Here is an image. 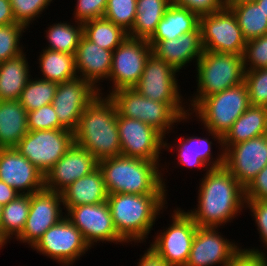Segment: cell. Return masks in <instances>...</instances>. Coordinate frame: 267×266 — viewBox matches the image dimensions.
<instances>
[{"instance_id":"obj_1","label":"cell","mask_w":267,"mask_h":266,"mask_svg":"<svg viewBox=\"0 0 267 266\" xmlns=\"http://www.w3.org/2000/svg\"><path fill=\"white\" fill-rule=\"evenodd\" d=\"M201 179L196 208L185 210L197 226L224 228L244 212L245 189L225 166L209 169Z\"/></svg>"},{"instance_id":"obj_2","label":"cell","mask_w":267,"mask_h":266,"mask_svg":"<svg viewBox=\"0 0 267 266\" xmlns=\"http://www.w3.org/2000/svg\"><path fill=\"white\" fill-rule=\"evenodd\" d=\"M117 107L107 95L98 94L83 111L73 131L74 143L97 161L121 155Z\"/></svg>"},{"instance_id":"obj_3","label":"cell","mask_w":267,"mask_h":266,"mask_svg":"<svg viewBox=\"0 0 267 266\" xmlns=\"http://www.w3.org/2000/svg\"><path fill=\"white\" fill-rule=\"evenodd\" d=\"M161 164L120 155L98 161V168L108 194H168L163 175L169 165Z\"/></svg>"},{"instance_id":"obj_4","label":"cell","mask_w":267,"mask_h":266,"mask_svg":"<svg viewBox=\"0 0 267 266\" xmlns=\"http://www.w3.org/2000/svg\"><path fill=\"white\" fill-rule=\"evenodd\" d=\"M167 194H108L113 223L119 236L129 245L146 243L156 220L168 204Z\"/></svg>"},{"instance_id":"obj_5","label":"cell","mask_w":267,"mask_h":266,"mask_svg":"<svg viewBox=\"0 0 267 266\" xmlns=\"http://www.w3.org/2000/svg\"><path fill=\"white\" fill-rule=\"evenodd\" d=\"M109 96L121 116L138 119L155 128L165 138L166 134L169 136L171 131L175 132V125L177 128L180 122L192 120L187 103L157 102L142 96L134 88L118 89Z\"/></svg>"},{"instance_id":"obj_6","label":"cell","mask_w":267,"mask_h":266,"mask_svg":"<svg viewBox=\"0 0 267 266\" xmlns=\"http://www.w3.org/2000/svg\"><path fill=\"white\" fill-rule=\"evenodd\" d=\"M197 87L187 100L192 111L205 97L222 92L244 82L243 55L203 51L196 65ZM191 107V108H190Z\"/></svg>"},{"instance_id":"obj_7","label":"cell","mask_w":267,"mask_h":266,"mask_svg":"<svg viewBox=\"0 0 267 266\" xmlns=\"http://www.w3.org/2000/svg\"><path fill=\"white\" fill-rule=\"evenodd\" d=\"M250 106L247 87L243 82L205 97L190 112V116H196V121L201 122V126L204 125L202 129L211 130L223 138L235 120Z\"/></svg>"},{"instance_id":"obj_8","label":"cell","mask_w":267,"mask_h":266,"mask_svg":"<svg viewBox=\"0 0 267 266\" xmlns=\"http://www.w3.org/2000/svg\"><path fill=\"white\" fill-rule=\"evenodd\" d=\"M169 226L155 232L150 247L170 266H185L195 236L197 225L184 209L177 207L170 213ZM157 234V235H156Z\"/></svg>"},{"instance_id":"obj_9","label":"cell","mask_w":267,"mask_h":266,"mask_svg":"<svg viewBox=\"0 0 267 266\" xmlns=\"http://www.w3.org/2000/svg\"><path fill=\"white\" fill-rule=\"evenodd\" d=\"M199 27L204 51L243 55L246 40L228 6L200 16Z\"/></svg>"},{"instance_id":"obj_10","label":"cell","mask_w":267,"mask_h":266,"mask_svg":"<svg viewBox=\"0 0 267 266\" xmlns=\"http://www.w3.org/2000/svg\"><path fill=\"white\" fill-rule=\"evenodd\" d=\"M32 249L60 266H73L91 247L80 230L65 216L50 227Z\"/></svg>"},{"instance_id":"obj_11","label":"cell","mask_w":267,"mask_h":266,"mask_svg":"<svg viewBox=\"0 0 267 266\" xmlns=\"http://www.w3.org/2000/svg\"><path fill=\"white\" fill-rule=\"evenodd\" d=\"M73 144V131L50 129L28 131L15 148L45 175Z\"/></svg>"},{"instance_id":"obj_12","label":"cell","mask_w":267,"mask_h":266,"mask_svg":"<svg viewBox=\"0 0 267 266\" xmlns=\"http://www.w3.org/2000/svg\"><path fill=\"white\" fill-rule=\"evenodd\" d=\"M152 53V47L148 40L132 38L128 36L112 54V66L109 75L111 84L108 93L122 88H133L143 73L145 63Z\"/></svg>"},{"instance_id":"obj_13","label":"cell","mask_w":267,"mask_h":266,"mask_svg":"<svg viewBox=\"0 0 267 266\" xmlns=\"http://www.w3.org/2000/svg\"><path fill=\"white\" fill-rule=\"evenodd\" d=\"M203 131H206L205 137L201 136H181L180 138L174 139L173 144L168 143V138H165V151L171 150L172 152L174 149H176L174 152H176V164L179 165V167L183 166L184 168H190V170L193 168H197V171L203 170L208 171L209 169L213 168H219L224 166V148H223V139L219 134L214 133L211 130L204 129ZM208 136V137H207ZM213 139L216 142V145L218 143V149L216 157H213L212 154V146L215 145ZM213 141V142H212ZM177 142V143H176ZM176 143V144H175ZM175 144V145H174ZM174 145V146H173ZM175 147V148H174ZM221 147V148H220ZM173 149V150H172ZM178 152V153H177Z\"/></svg>"},{"instance_id":"obj_14","label":"cell","mask_w":267,"mask_h":266,"mask_svg":"<svg viewBox=\"0 0 267 266\" xmlns=\"http://www.w3.org/2000/svg\"><path fill=\"white\" fill-rule=\"evenodd\" d=\"M121 155L161 163L165 137L152 126L133 118L117 115Z\"/></svg>"},{"instance_id":"obj_15","label":"cell","mask_w":267,"mask_h":266,"mask_svg":"<svg viewBox=\"0 0 267 266\" xmlns=\"http://www.w3.org/2000/svg\"><path fill=\"white\" fill-rule=\"evenodd\" d=\"M65 216L80 230L91 248L101 242L126 245L116 231L107 201L71 207Z\"/></svg>"},{"instance_id":"obj_16","label":"cell","mask_w":267,"mask_h":266,"mask_svg":"<svg viewBox=\"0 0 267 266\" xmlns=\"http://www.w3.org/2000/svg\"><path fill=\"white\" fill-rule=\"evenodd\" d=\"M178 73L171 65L151 53L139 82L133 88L142 96L157 102L187 103L180 91Z\"/></svg>"},{"instance_id":"obj_17","label":"cell","mask_w":267,"mask_h":266,"mask_svg":"<svg viewBox=\"0 0 267 266\" xmlns=\"http://www.w3.org/2000/svg\"><path fill=\"white\" fill-rule=\"evenodd\" d=\"M62 205L60 192L44 188L31 194L28 217L23 232L16 241L32 248L50 227L65 217Z\"/></svg>"},{"instance_id":"obj_18","label":"cell","mask_w":267,"mask_h":266,"mask_svg":"<svg viewBox=\"0 0 267 266\" xmlns=\"http://www.w3.org/2000/svg\"><path fill=\"white\" fill-rule=\"evenodd\" d=\"M219 227H197L185 266H228L242 251L234 240L225 238Z\"/></svg>"},{"instance_id":"obj_19","label":"cell","mask_w":267,"mask_h":266,"mask_svg":"<svg viewBox=\"0 0 267 266\" xmlns=\"http://www.w3.org/2000/svg\"><path fill=\"white\" fill-rule=\"evenodd\" d=\"M98 94V90L82 77L58 84L52 106L59 122L74 131L83 111Z\"/></svg>"},{"instance_id":"obj_20","label":"cell","mask_w":267,"mask_h":266,"mask_svg":"<svg viewBox=\"0 0 267 266\" xmlns=\"http://www.w3.org/2000/svg\"><path fill=\"white\" fill-rule=\"evenodd\" d=\"M267 165V134L239 142L224 152V166L245 189Z\"/></svg>"},{"instance_id":"obj_21","label":"cell","mask_w":267,"mask_h":266,"mask_svg":"<svg viewBox=\"0 0 267 266\" xmlns=\"http://www.w3.org/2000/svg\"><path fill=\"white\" fill-rule=\"evenodd\" d=\"M0 180L22 195L45 188V175L16 148H0Z\"/></svg>"},{"instance_id":"obj_22","label":"cell","mask_w":267,"mask_h":266,"mask_svg":"<svg viewBox=\"0 0 267 266\" xmlns=\"http://www.w3.org/2000/svg\"><path fill=\"white\" fill-rule=\"evenodd\" d=\"M97 167L98 161L94 156L74 143L45 174V189L61 193L70 184L90 174Z\"/></svg>"},{"instance_id":"obj_23","label":"cell","mask_w":267,"mask_h":266,"mask_svg":"<svg viewBox=\"0 0 267 266\" xmlns=\"http://www.w3.org/2000/svg\"><path fill=\"white\" fill-rule=\"evenodd\" d=\"M152 47V53L164 60L178 72L187 64L195 65L203 54L201 43V31L198 27L195 31L182 34L172 40H148ZM193 60V61H192Z\"/></svg>"},{"instance_id":"obj_24","label":"cell","mask_w":267,"mask_h":266,"mask_svg":"<svg viewBox=\"0 0 267 266\" xmlns=\"http://www.w3.org/2000/svg\"><path fill=\"white\" fill-rule=\"evenodd\" d=\"M113 51L103 49L81 36L75 53V66L78 77L90 82L102 95L104 87L100 82L109 79ZM99 83V84H98Z\"/></svg>"},{"instance_id":"obj_25","label":"cell","mask_w":267,"mask_h":266,"mask_svg":"<svg viewBox=\"0 0 267 266\" xmlns=\"http://www.w3.org/2000/svg\"><path fill=\"white\" fill-rule=\"evenodd\" d=\"M61 195L65 212L71 207L107 201L108 193L101 170L97 167L90 174L77 179Z\"/></svg>"},{"instance_id":"obj_26","label":"cell","mask_w":267,"mask_h":266,"mask_svg":"<svg viewBox=\"0 0 267 266\" xmlns=\"http://www.w3.org/2000/svg\"><path fill=\"white\" fill-rule=\"evenodd\" d=\"M27 132V110L18 100H0V148H15Z\"/></svg>"},{"instance_id":"obj_27","label":"cell","mask_w":267,"mask_h":266,"mask_svg":"<svg viewBox=\"0 0 267 266\" xmlns=\"http://www.w3.org/2000/svg\"><path fill=\"white\" fill-rule=\"evenodd\" d=\"M267 134V107L250 106L223 139L224 152L232 145Z\"/></svg>"},{"instance_id":"obj_28","label":"cell","mask_w":267,"mask_h":266,"mask_svg":"<svg viewBox=\"0 0 267 266\" xmlns=\"http://www.w3.org/2000/svg\"><path fill=\"white\" fill-rule=\"evenodd\" d=\"M26 53L0 63V100H19L24 87L33 77Z\"/></svg>"},{"instance_id":"obj_29","label":"cell","mask_w":267,"mask_h":266,"mask_svg":"<svg viewBox=\"0 0 267 266\" xmlns=\"http://www.w3.org/2000/svg\"><path fill=\"white\" fill-rule=\"evenodd\" d=\"M199 27V16L191 10L171 3L149 40H172Z\"/></svg>"},{"instance_id":"obj_30","label":"cell","mask_w":267,"mask_h":266,"mask_svg":"<svg viewBox=\"0 0 267 266\" xmlns=\"http://www.w3.org/2000/svg\"><path fill=\"white\" fill-rule=\"evenodd\" d=\"M39 53L40 78L60 84L78 77L75 55L49 49H42Z\"/></svg>"},{"instance_id":"obj_31","label":"cell","mask_w":267,"mask_h":266,"mask_svg":"<svg viewBox=\"0 0 267 266\" xmlns=\"http://www.w3.org/2000/svg\"><path fill=\"white\" fill-rule=\"evenodd\" d=\"M171 3V0H137L136 17L128 36L149 40Z\"/></svg>"},{"instance_id":"obj_32","label":"cell","mask_w":267,"mask_h":266,"mask_svg":"<svg viewBox=\"0 0 267 266\" xmlns=\"http://www.w3.org/2000/svg\"><path fill=\"white\" fill-rule=\"evenodd\" d=\"M30 209V195L19 194L14 200L3 205L0 222V238L5 244L22 234Z\"/></svg>"},{"instance_id":"obj_33","label":"cell","mask_w":267,"mask_h":266,"mask_svg":"<svg viewBox=\"0 0 267 266\" xmlns=\"http://www.w3.org/2000/svg\"><path fill=\"white\" fill-rule=\"evenodd\" d=\"M67 22L60 21L46 27L47 30L44 31L46 32L45 38L48 41V46L44 49L75 55L80 38L83 35V24L72 21V25L71 22Z\"/></svg>"},{"instance_id":"obj_34","label":"cell","mask_w":267,"mask_h":266,"mask_svg":"<svg viewBox=\"0 0 267 266\" xmlns=\"http://www.w3.org/2000/svg\"><path fill=\"white\" fill-rule=\"evenodd\" d=\"M236 16L246 41L267 34V16L256 2L226 4Z\"/></svg>"},{"instance_id":"obj_35","label":"cell","mask_w":267,"mask_h":266,"mask_svg":"<svg viewBox=\"0 0 267 266\" xmlns=\"http://www.w3.org/2000/svg\"><path fill=\"white\" fill-rule=\"evenodd\" d=\"M83 35L99 47L114 51L128 33L107 19L98 18L83 23Z\"/></svg>"},{"instance_id":"obj_36","label":"cell","mask_w":267,"mask_h":266,"mask_svg":"<svg viewBox=\"0 0 267 266\" xmlns=\"http://www.w3.org/2000/svg\"><path fill=\"white\" fill-rule=\"evenodd\" d=\"M57 83L42 78H30L19 98L20 104L27 112L52 104Z\"/></svg>"},{"instance_id":"obj_37","label":"cell","mask_w":267,"mask_h":266,"mask_svg":"<svg viewBox=\"0 0 267 266\" xmlns=\"http://www.w3.org/2000/svg\"><path fill=\"white\" fill-rule=\"evenodd\" d=\"M26 29L20 23L0 26V63L24 52V45L20 41Z\"/></svg>"},{"instance_id":"obj_38","label":"cell","mask_w":267,"mask_h":266,"mask_svg":"<svg viewBox=\"0 0 267 266\" xmlns=\"http://www.w3.org/2000/svg\"><path fill=\"white\" fill-rule=\"evenodd\" d=\"M137 13V0H108L104 18L129 33Z\"/></svg>"},{"instance_id":"obj_39","label":"cell","mask_w":267,"mask_h":266,"mask_svg":"<svg viewBox=\"0 0 267 266\" xmlns=\"http://www.w3.org/2000/svg\"><path fill=\"white\" fill-rule=\"evenodd\" d=\"M15 21L24 25L27 30L30 24L41 17L53 0H9ZM38 17V18H37Z\"/></svg>"},{"instance_id":"obj_40","label":"cell","mask_w":267,"mask_h":266,"mask_svg":"<svg viewBox=\"0 0 267 266\" xmlns=\"http://www.w3.org/2000/svg\"><path fill=\"white\" fill-rule=\"evenodd\" d=\"M244 83L250 105L267 107V68L245 70Z\"/></svg>"},{"instance_id":"obj_41","label":"cell","mask_w":267,"mask_h":266,"mask_svg":"<svg viewBox=\"0 0 267 266\" xmlns=\"http://www.w3.org/2000/svg\"><path fill=\"white\" fill-rule=\"evenodd\" d=\"M243 62L245 70L267 68V34L246 41Z\"/></svg>"},{"instance_id":"obj_42","label":"cell","mask_w":267,"mask_h":266,"mask_svg":"<svg viewBox=\"0 0 267 266\" xmlns=\"http://www.w3.org/2000/svg\"><path fill=\"white\" fill-rule=\"evenodd\" d=\"M28 131L66 129L58 120L52 104L27 112Z\"/></svg>"},{"instance_id":"obj_43","label":"cell","mask_w":267,"mask_h":266,"mask_svg":"<svg viewBox=\"0 0 267 266\" xmlns=\"http://www.w3.org/2000/svg\"><path fill=\"white\" fill-rule=\"evenodd\" d=\"M73 9V20L85 23L90 20L103 18L108 0H76Z\"/></svg>"},{"instance_id":"obj_44","label":"cell","mask_w":267,"mask_h":266,"mask_svg":"<svg viewBox=\"0 0 267 266\" xmlns=\"http://www.w3.org/2000/svg\"><path fill=\"white\" fill-rule=\"evenodd\" d=\"M251 212L250 215L255 220V226L261 239V244L267 250V201L263 200H245V210Z\"/></svg>"},{"instance_id":"obj_45","label":"cell","mask_w":267,"mask_h":266,"mask_svg":"<svg viewBox=\"0 0 267 266\" xmlns=\"http://www.w3.org/2000/svg\"><path fill=\"white\" fill-rule=\"evenodd\" d=\"M173 4L182 6L196 13L199 17L202 15L214 13L226 6V0H171Z\"/></svg>"},{"instance_id":"obj_46","label":"cell","mask_w":267,"mask_h":266,"mask_svg":"<svg viewBox=\"0 0 267 266\" xmlns=\"http://www.w3.org/2000/svg\"><path fill=\"white\" fill-rule=\"evenodd\" d=\"M251 248L242 249L228 266H267L266 250L255 246Z\"/></svg>"},{"instance_id":"obj_47","label":"cell","mask_w":267,"mask_h":266,"mask_svg":"<svg viewBox=\"0 0 267 266\" xmlns=\"http://www.w3.org/2000/svg\"><path fill=\"white\" fill-rule=\"evenodd\" d=\"M245 200L267 201V165L245 188Z\"/></svg>"},{"instance_id":"obj_48","label":"cell","mask_w":267,"mask_h":266,"mask_svg":"<svg viewBox=\"0 0 267 266\" xmlns=\"http://www.w3.org/2000/svg\"><path fill=\"white\" fill-rule=\"evenodd\" d=\"M139 258L137 266H170L153 248L149 246Z\"/></svg>"},{"instance_id":"obj_49","label":"cell","mask_w":267,"mask_h":266,"mask_svg":"<svg viewBox=\"0 0 267 266\" xmlns=\"http://www.w3.org/2000/svg\"><path fill=\"white\" fill-rule=\"evenodd\" d=\"M17 23L9 0H0V26Z\"/></svg>"},{"instance_id":"obj_50","label":"cell","mask_w":267,"mask_h":266,"mask_svg":"<svg viewBox=\"0 0 267 266\" xmlns=\"http://www.w3.org/2000/svg\"><path fill=\"white\" fill-rule=\"evenodd\" d=\"M18 195L15 189L0 180V204L2 206L14 200Z\"/></svg>"},{"instance_id":"obj_51","label":"cell","mask_w":267,"mask_h":266,"mask_svg":"<svg viewBox=\"0 0 267 266\" xmlns=\"http://www.w3.org/2000/svg\"><path fill=\"white\" fill-rule=\"evenodd\" d=\"M256 1L257 0H226V4H243Z\"/></svg>"},{"instance_id":"obj_52","label":"cell","mask_w":267,"mask_h":266,"mask_svg":"<svg viewBox=\"0 0 267 266\" xmlns=\"http://www.w3.org/2000/svg\"><path fill=\"white\" fill-rule=\"evenodd\" d=\"M256 3L262 8L263 12L267 16V0H257Z\"/></svg>"},{"instance_id":"obj_53","label":"cell","mask_w":267,"mask_h":266,"mask_svg":"<svg viewBox=\"0 0 267 266\" xmlns=\"http://www.w3.org/2000/svg\"><path fill=\"white\" fill-rule=\"evenodd\" d=\"M5 245L4 241L0 238V250H2Z\"/></svg>"},{"instance_id":"obj_54","label":"cell","mask_w":267,"mask_h":266,"mask_svg":"<svg viewBox=\"0 0 267 266\" xmlns=\"http://www.w3.org/2000/svg\"><path fill=\"white\" fill-rule=\"evenodd\" d=\"M2 208L3 206L0 204V222H1V216H2Z\"/></svg>"}]
</instances>
